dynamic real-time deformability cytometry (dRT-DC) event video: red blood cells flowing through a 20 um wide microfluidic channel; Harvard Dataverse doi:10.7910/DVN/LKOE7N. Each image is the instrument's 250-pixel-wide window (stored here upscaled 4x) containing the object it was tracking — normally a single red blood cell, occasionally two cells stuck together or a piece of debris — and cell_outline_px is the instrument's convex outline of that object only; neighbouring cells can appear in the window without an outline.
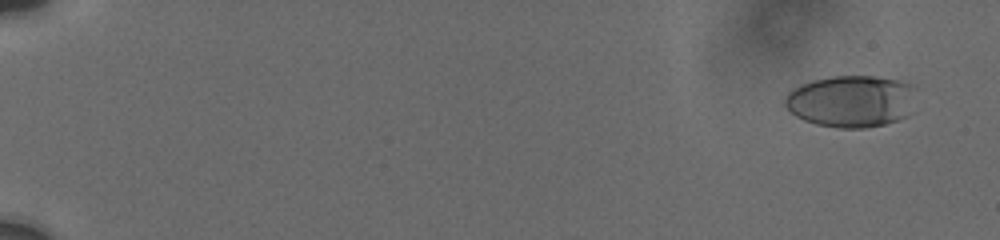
{"species": "human", "species_latin": "Homo sapiens", "temperature_condition": "cold", "stored_images_in_passage": 14, "segment_of_instrument_passage": [1, 2], "camera_frame_rate_fps": 3000, "um_per_image_px": 0.085, "donor": {"sex": "male"}, "frame": {"image": 1, "passage_image": 2, "time_ms": 0.667, "image_size_px": [1000, 240], "cell_outline_px": [[912, 88], [904, 116], [896, 120], [884, 124], [864, 128], [836, 128], [816, 124], [804, 120], [796, 116], [784, 104], [784, 96], [792, 88], [800, 84], [812, 80], [832, 76], [872, 76], [900, 80], [912, 84]], "centroid_in_image_um": [72.22, 8.59], "position_along_channel_um": 12.8, "area_um2": 39.02}}
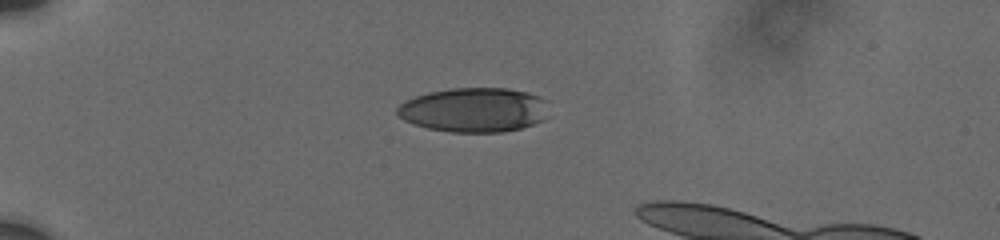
{"frame": {"image": 2, "passage_image": 9, "time_ms": 5.333, "image_size_px": [1000, 240], "cell_outline_px": [[548, 100], [544, 120], [520, 128], [504, 132], [452, 132], [428, 128], [412, 124], [404, 120], [396, 112], [396, 108], [400, 104], [416, 96], [428, 92], [452, 88], [508, 88], [528, 92], [540, 96]], "centroid_in_image_um": [40.31, 9.33], "position_along_channel_um": 44.7, "area_um2": 39.36}}
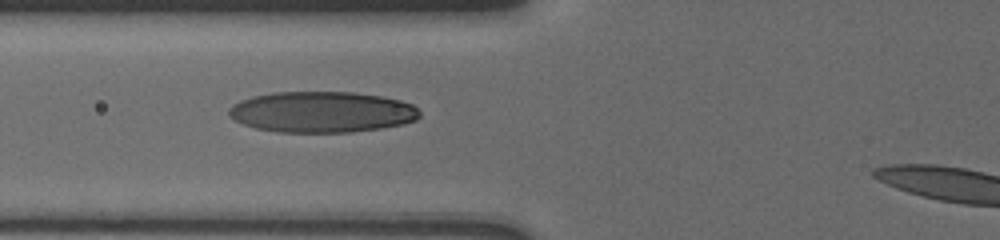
{"frame": {"image": 3, "passage_image": 13, "time_ms": 8.0, "image_size_px": [1000, 240], "cell_outline_px": [[420, 116], [416, 120], [404, 124], [380, 128], [352, 132], [276, 132], [256, 128], [244, 124], [228, 116], [228, 108], [232, 104], [240, 100], [252, 96], [272, 92], [352, 92], [380, 96], [400, 100], [412, 104], [420, 112]], "centroid_in_image_um": [27.34, 9.52], "position_along_channel_um": 98.5, "area_um2": 45.72}}